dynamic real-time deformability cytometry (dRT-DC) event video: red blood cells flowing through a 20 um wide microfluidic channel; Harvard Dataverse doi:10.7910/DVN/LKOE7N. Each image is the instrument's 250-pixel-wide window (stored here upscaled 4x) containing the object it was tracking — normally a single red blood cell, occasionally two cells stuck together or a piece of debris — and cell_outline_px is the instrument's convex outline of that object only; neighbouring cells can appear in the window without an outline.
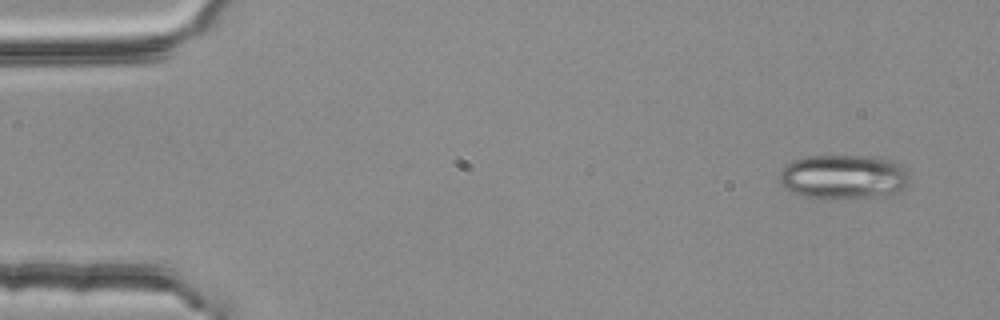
{"species": "common noctule bat (a hibernating species)", "species_latin": "Nyctalus noctula", "temperature_condition": "room temperature", "stored_images_in_passage": 5, "camera_frame_rate_fps": 3000, "um_per_image_px": 0.085, "animal": {"sex": "female", "body_mass_g": 25.1}, "frame": {"image": 1, "passage_image": 5, "time_ms": 1.333, "image_size_px": [1000, 320], "cell_outline_px": [[908, 180], [904, 188], [900, 192], [892, 196], [800, 196], [784, 188], [780, 184], [776, 176], [784, 164], [792, 160], [808, 156], [876, 156], [892, 160], [900, 164], [908, 172]], "centroid_in_image_um": [71.67, 14.99], "position_along_channel_um": 13.3, "area_um2": 33.64}}